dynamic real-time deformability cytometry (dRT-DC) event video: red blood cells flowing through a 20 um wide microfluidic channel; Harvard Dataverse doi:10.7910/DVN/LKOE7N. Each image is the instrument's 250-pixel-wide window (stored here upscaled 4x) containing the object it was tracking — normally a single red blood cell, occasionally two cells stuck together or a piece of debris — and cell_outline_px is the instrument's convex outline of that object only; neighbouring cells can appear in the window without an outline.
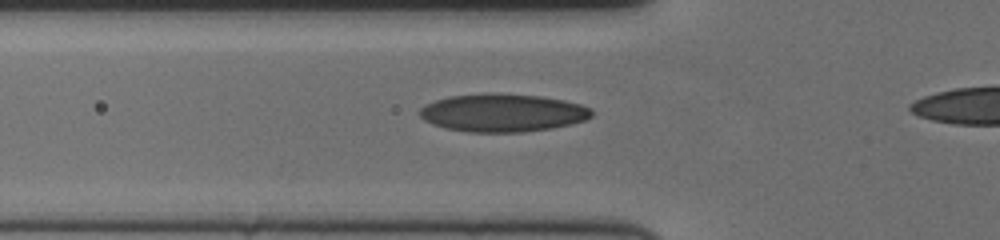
{"species": "human", "species_latin": "Homo sapiens", "temperature_condition": "cold", "stored_images_in_passage": 45, "camera_frame_rate_fps": 3000, "um_per_image_px": 0.085, "donor": {"sex": "female"}, "frame": {"image": 1, "passage_image": 15, "time_ms": 4.667, "image_size_px": [1000, 240], "cell_outline_px": [[592, 116], [584, 120], [572, 124], [552, 128], [524, 132], [468, 132], [444, 128], [432, 124], [424, 120], [416, 112], [424, 104], [448, 96], [484, 92], [496, 92], [540, 96], [564, 100], [580, 104], [592, 108]], "centroid_in_image_um": [42.68, 9.57], "position_along_channel_um": 83.1, "area_um2": 38.67}}
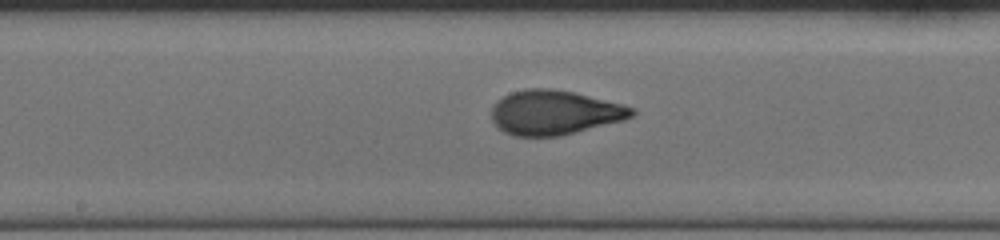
{"frame": {"image": 2, "passage_image": 25, "time_ms": 8.0, "image_size_px": [1000, 240], "cell_outline_px": [[636, 112], [632, 116], [624, 120], [560, 136], [512, 136], [504, 132], [492, 120], [492, 108], [496, 100], [512, 92], [524, 88], [552, 88], [572, 92], [624, 104], [636, 108]], "centroid_in_image_um": [47.14, 9.56], "position_along_channel_um": 201.1, "area_um2": 36.41}}
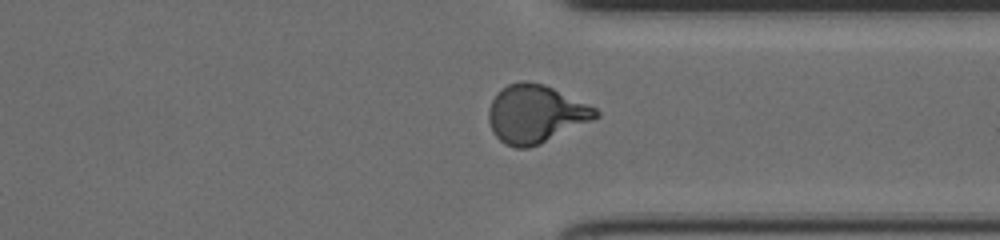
{"frame": {"image": 3, "passage_image": 39, "time_ms": 12.667, "image_size_px": [1000, 240], "cell_outline_px": [[600, 116], [592, 120], [540, 144], [528, 148], [516, 148], [504, 144], [492, 132], [488, 120], [488, 108], [496, 92], [500, 88], [508, 84], [520, 80], [524, 80], [544, 84], [596, 108], [600, 112]], "centroid_in_image_um": [45.48, 9.68], "position_along_channel_um": 365.9, "area_um2": 36.3}, "authors_computed_cell_mechanics": {"area_um2": 36.125, "velocity_mm_per_s": 3.5335, "shape_relaxation_time_tau1_ms": 5.1626, "shape_relaxation_time_tau2_ms": null, "deformation_change_tau1": 0.199, "deformation_change_tau2": null}}